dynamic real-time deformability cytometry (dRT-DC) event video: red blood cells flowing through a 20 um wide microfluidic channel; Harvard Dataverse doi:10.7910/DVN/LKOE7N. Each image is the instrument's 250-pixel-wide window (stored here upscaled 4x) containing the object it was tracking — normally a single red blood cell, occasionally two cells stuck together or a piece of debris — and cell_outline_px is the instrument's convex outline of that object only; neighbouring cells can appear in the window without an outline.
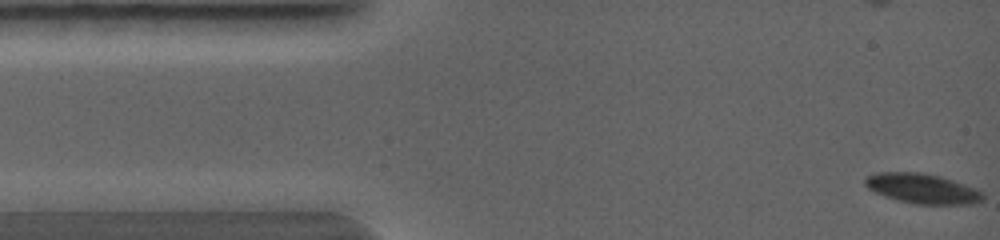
{"species": "common noctule bat (a hibernating species)", "species_latin": "Nyctalus noctula", "temperature_condition": "warm", "stored_images_in_passage": 26, "camera_frame_rate_fps": 5000, "um_per_image_px": 0.085, "animal": {"sex": "female", "body_mass_g": 19.0, "forearm_length_mm": 56.7}, "frame": {"image": 1, "passage_image": 1, "time_ms": 0.0, "image_size_px": [1000, 240], "cell_outline_px": [[984, 200], [972, 204], [916, 204], [896, 200], [876, 192], [868, 188], [864, 184], [864, 180], [868, 176], [876, 172], [920, 172], [940, 176], [976, 188], [984, 196]], "centroid_in_image_um": [78.4, 16.03], "position_along_channel_um": 6.6, "area_um2": 20.46}}
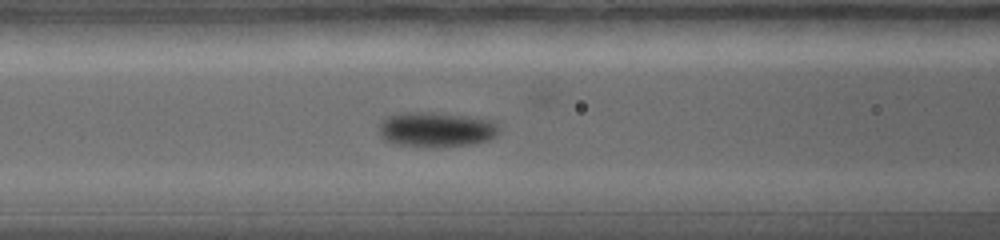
{"frame": {"image": 2, "passage_image": 11, "time_ms": 3.2, "image_size_px": [1000, 240], "cell_outline_px": [[500, 132], [496, 136], [488, 140], [472, 144], [428, 148], [392, 144], [384, 140], [380, 136], [380, 124], [384, 116], [400, 112], [432, 112], [468, 116], [492, 120], [500, 128]], "centroid_in_image_um": [37.04, 11.01], "position_along_channel_um": 129.6, "area_um2": 25.03}}
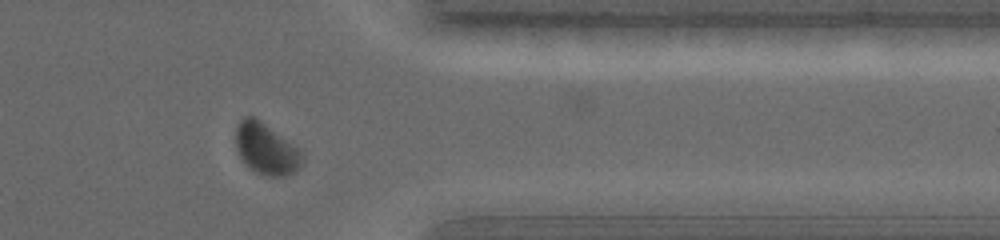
{"frame": {"image": 3, "passage_image": 23, "time_ms": 7.2, "image_size_px": [1000, 240], "cell_outline_px": [[304, 160], [300, 168], [296, 172], [284, 176], [268, 176], [256, 172], [248, 168], [244, 164], [236, 148], [236, 128], [240, 120], [244, 116], [256, 116], [296, 144], [300, 148], [304, 156]], "centroid_in_image_um": [22.66, 12.64], "position_along_channel_um": 388.7, "area_um2": 20.58}}